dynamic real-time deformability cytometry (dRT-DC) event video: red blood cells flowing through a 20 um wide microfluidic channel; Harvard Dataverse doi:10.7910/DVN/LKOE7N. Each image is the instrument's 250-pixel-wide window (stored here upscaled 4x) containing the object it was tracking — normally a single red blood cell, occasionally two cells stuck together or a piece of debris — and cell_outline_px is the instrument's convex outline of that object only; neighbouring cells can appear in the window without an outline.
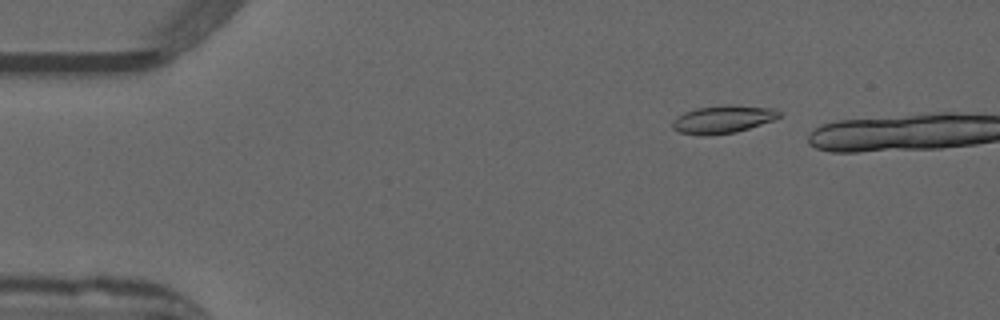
{"species": "common noctule bat (a hibernating species)", "species_latin": "Nyctalus noctula", "temperature_condition": "warm", "stored_images_in_passage": 11, "camera_frame_rate_fps": 3000, "um_per_image_px": 0.085, "animal": {"sex": "male", "forearm_length_mm": 52.5}, "frame": {"image": 1, "passage_image": 8, "time_ms": 2.333, "image_size_px": [1000, 320], "cell_outline_px": [[784, 116], [776, 120], [736, 132], [704, 136], [680, 132], [672, 128], [672, 120], [676, 116], [684, 112], [696, 108], [724, 104], [728, 104], [772, 108], [784, 112]], "centroid_in_image_um": [61.5, 10.13], "position_along_channel_um": 23.5, "area_um2": 17.74}}